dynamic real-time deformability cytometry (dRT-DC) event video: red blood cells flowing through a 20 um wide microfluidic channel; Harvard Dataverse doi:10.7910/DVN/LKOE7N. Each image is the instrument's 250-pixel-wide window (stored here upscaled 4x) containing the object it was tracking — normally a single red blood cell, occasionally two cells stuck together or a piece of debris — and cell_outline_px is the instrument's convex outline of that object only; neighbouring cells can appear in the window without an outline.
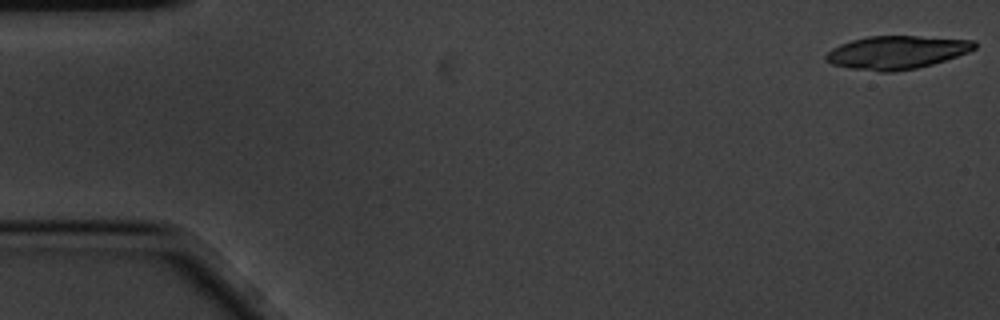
{"species": "common noctule bat (a hibernating species)", "species_latin": "Nyctalus noctula", "temperature_condition": "cold", "stored_images_in_passage": 7, "camera_frame_rate_fps": 3000, "um_per_image_px": 0.085, "animal": {"sex": "male", "body_mass_g": 20.1, "forearm_length_mm": 53.5}, "frame": {"image": 1, "passage_image": 1, "time_ms": 0.0, "image_size_px": [1000, 320], "cell_outline_px": [[976, 48], [968, 52], [932, 64], [916, 68], [892, 72], [880, 72], [848, 68], [832, 64], [824, 60], [824, 56], [832, 48], [840, 44], [852, 40], [868, 36], [916, 36], [976, 40]], "centroid_in_image_um": [76.19, 4.45], "position_along_channel_um": 8.8, "area_um2": 28.73}}